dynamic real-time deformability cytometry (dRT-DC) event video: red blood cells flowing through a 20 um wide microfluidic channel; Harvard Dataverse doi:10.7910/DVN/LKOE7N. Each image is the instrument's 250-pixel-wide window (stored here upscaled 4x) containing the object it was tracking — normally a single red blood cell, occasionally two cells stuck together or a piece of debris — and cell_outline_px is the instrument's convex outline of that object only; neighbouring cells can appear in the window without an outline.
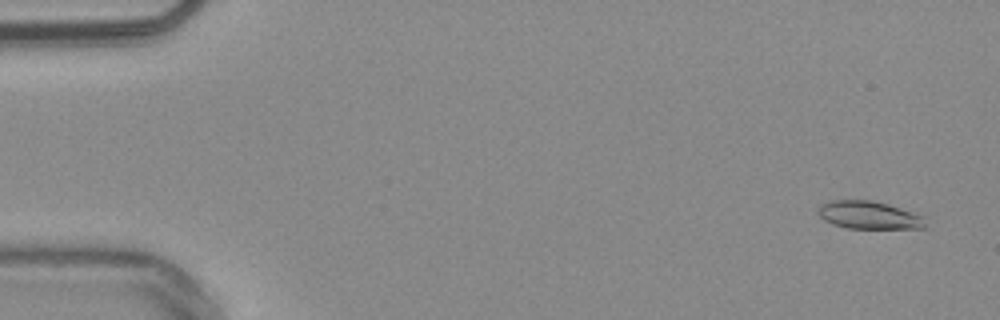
{"species": "common noctule bat (a hibernating species)", "species_latin": "Nyctalus noctula", "temperature_condition": "warm", "stored_images_in_passage": 54, "camera_frame_rate_fps": 3000, "um_per_image_px": 0.085, "animal": {"sex": "male", "body_mass_g": 20.4}, "frame": {"image": 1, "passage_image": 3, "time_ms": 0.667, "image_size_px": [1000, 320], "cell_outline_px": [[924, 228], [848, 228], [832, 224], [824, 220], [816, 212], [820, 204], [828, 200], [872, 200], [888, 204], [924, 216]], "centroid_in_image_um": [73.8, 18.27], "position_along_channel_um": 11.2, "area_um2": 17.4}}
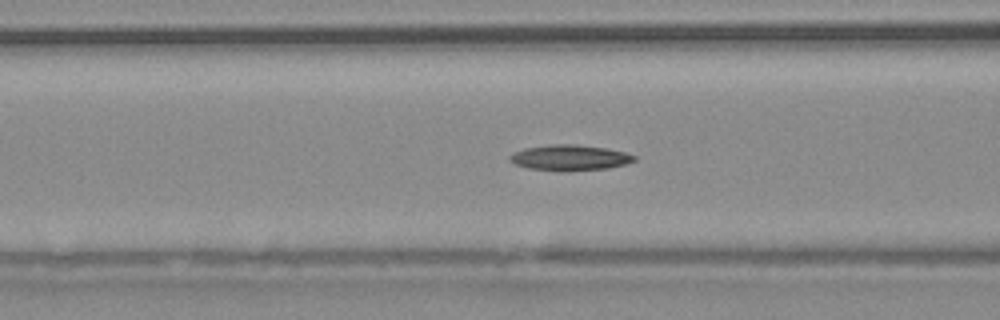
{"frame": {"image": 2, "passage_image": 22, "time_ms": 7.0, "image_size_px": [1000, 320], "cell_outline_px": [[636, 160], [624, 164], [608, 168], [560, 172], [528, 168], [516, 164], [508, 160], [508, 156], [512, 152], [524, 148], [552, 144], [576, 144], [604, 148], [624, 152], [636, 156]], "centroid_in_image_um": [48.37, 13.41], "position_along_channel_um": 118.2, "area_um2": 18.73}}
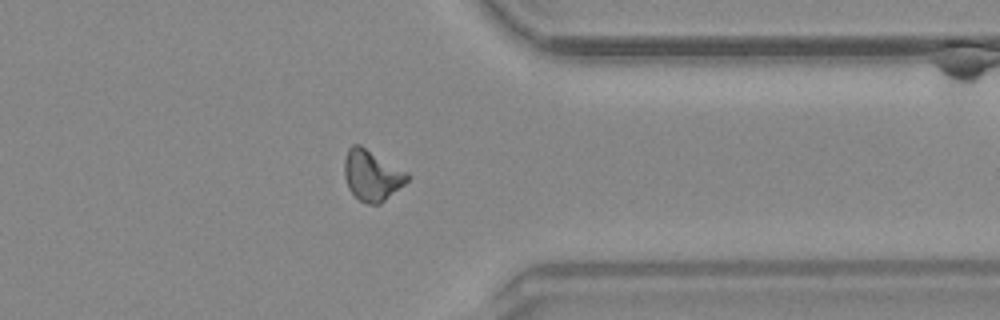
{"frame": {"image": 3, "passage_image": 43, "time_ms": 14.0, "image_size_px": [1000, 320], "cell_outline_px": [[412, 176], [404, 184], [380, 204], [368, 204], [360, 200], [348, 188], [344, 176], [344, 160], [348, 148], [352, 144], [360, 144], [408, 172]], "centroid_in_image_um": [31.61, 14.88], "position_along_channel_um": 379.8, "area_um2": 18.67}}